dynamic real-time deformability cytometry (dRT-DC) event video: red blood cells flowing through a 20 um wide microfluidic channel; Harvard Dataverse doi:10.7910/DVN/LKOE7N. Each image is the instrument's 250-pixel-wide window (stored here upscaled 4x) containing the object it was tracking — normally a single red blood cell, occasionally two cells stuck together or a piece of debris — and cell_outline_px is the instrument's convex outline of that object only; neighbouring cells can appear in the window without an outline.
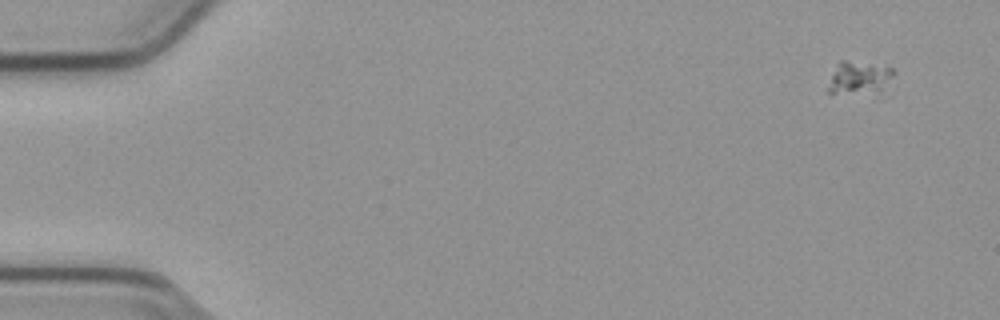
{"species": "common noctule bat (a hibernating species)", "species_latin": "Nyctalus noctula", "temperature_condition": "cold", "stored_images_in_passage": 53, "camera_frame_rate_fps": 3000, "um_per_image_px": 0.085, "animal": {"sex": "male", "body_mass_g": 23.1, "forearm_length_mm": 52.7}, "frame": {"image": 1, "passage_image": 1, "time_ms": 0.0, "image_size_px": [1000, 320], "cell_outline_px": [[892, 96], [884, 100], [828, 92], [828, 88], [832, 76], [840, 60], [844, 60], [892, 68]], "centroid_in_image_um": [73.26, 6.84], "position_along_channel_um": 11.7, "area_um2": 14.28}}
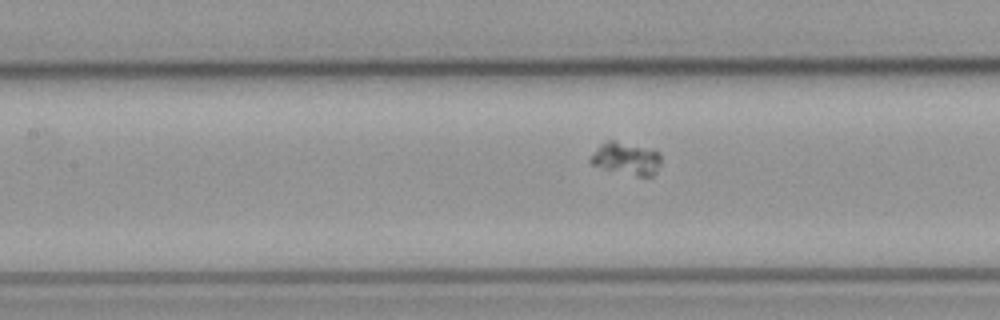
{"frame": {"image": 2, "passage_image": 23, "time_ms": 7.333, "image_size_px": [1000, 320], "cell_outline_px": [[660, 164], [656, 172], [652, 176], [636, 176], [592, 164], [588, 160], [600, 144], [608, 140], [612, 140], [652, 148], [660, 152]], "centroid_in_image_um": [53.28, 13.45], "position_along_channel_um": 154.1, "area_um2": 13.24}}
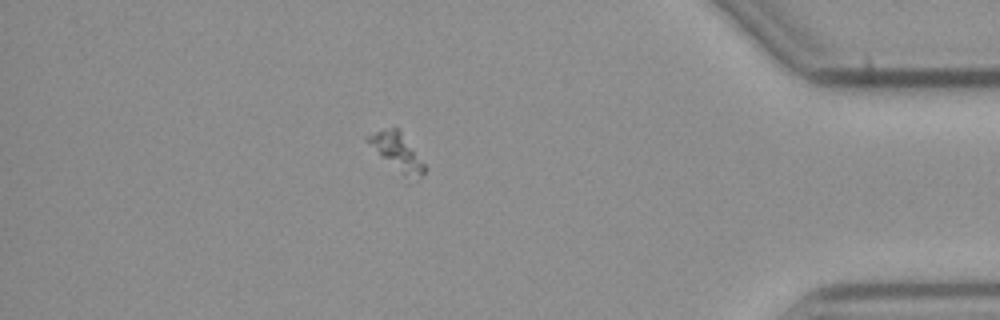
{"frame": {"image": 3, "passage_image": 46, "time_ms": 15.0, "image_size_px": [1000, 320], "cell_outline_px": [[424, 172], [420, 176], [404, 172], [380, 156], [364, 140], [364, 136], [376, 132], [392, 128], [400, 128], [424, 164]], "centroid_in_image_um": [33.68, 12.77], "position_along_channel_um": 401.5, "area_um2": 11.33}}